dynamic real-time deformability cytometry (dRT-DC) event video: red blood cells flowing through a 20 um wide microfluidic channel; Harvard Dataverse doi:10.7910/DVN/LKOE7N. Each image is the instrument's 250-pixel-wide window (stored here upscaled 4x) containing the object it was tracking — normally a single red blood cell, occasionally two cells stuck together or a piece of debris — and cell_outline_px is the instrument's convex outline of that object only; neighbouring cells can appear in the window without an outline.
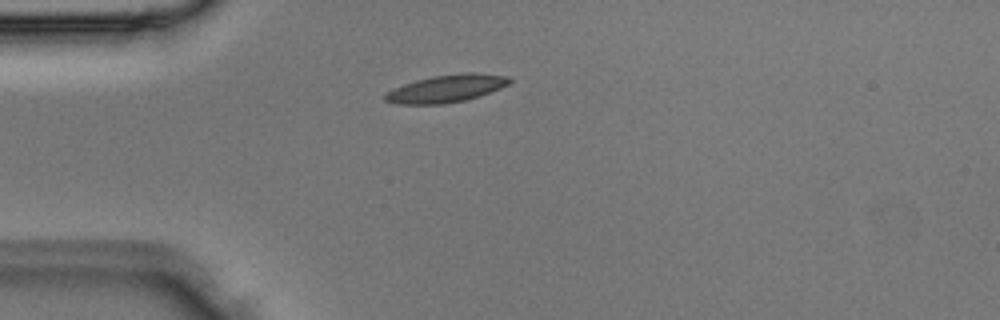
{"species": "Egyptian fruit bat (a non-hibernating species)", "species_latin": "Rousettus aegyptiacus", "temperature_condition": "room temperature", "stored_images_in_passage": 1, "camera_frame_rate_fps": 3000, "um_per_image_px": 0.085, "animal": {"sex": "male"}, "frame": {"image": 1, "passage_image": 1, "time_ms": 0.0, "image_size_px": [1000, 320], "cell_outline_px": [[512, 80], [508, 84], [500, 88], [480, 96], [464, 100], [444, 104], [396, 104], [384, 100], [384, 96], [388, 92], [404, 84], [416, 80], [432, 76], [464, 72], [472, 72], [508, 76]], "centroid_in_image_um": [37.96, 7.52], "position_along_channel_um": 47.0, "area_um2": 19.83}}